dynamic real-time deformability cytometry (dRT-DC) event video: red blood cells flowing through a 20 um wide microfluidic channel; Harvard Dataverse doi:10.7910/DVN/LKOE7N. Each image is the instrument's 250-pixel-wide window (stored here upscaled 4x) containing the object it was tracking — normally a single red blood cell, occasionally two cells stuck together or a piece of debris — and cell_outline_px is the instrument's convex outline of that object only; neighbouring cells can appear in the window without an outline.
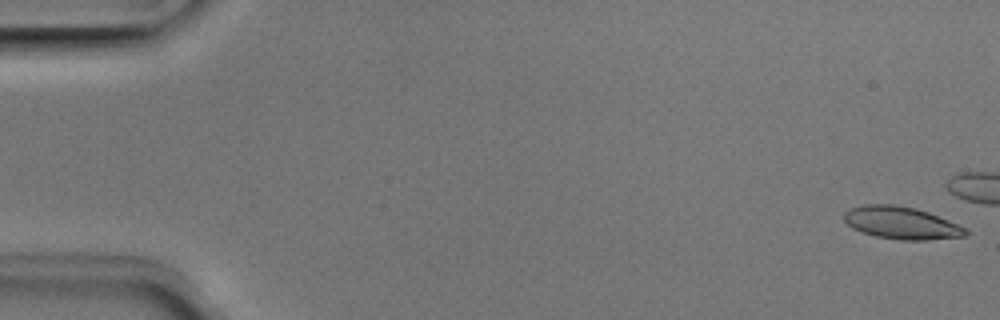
{"species": "Egyptian fruit bat (a non-hibernating species)", "species_latin": "Rousettus aegyptiacus", "temperature_condition": "room temperature", "stored_images_in_passage": 6, "camera_frame_rate_fps": 3000, "um_per_image_px": 0.085, "animal": {"sex": "male"}, "frame": {"image": 1, "passage_image": 1, "time_ms": 0.0, "image_size_px": [1000, 320], "cell_outline_px": [[968, 236], [928, 240], [900, 240], [876, 236], [852, 228], [844, 220], [844, 212], [852, 208], [864, 204], [896, 204], [916, 208], [928, 212], [968, 228]], "centroid_in_image_um": [76.66, 18.94], "position_along_channel_um": 8.3, "area_um2": 23.06}}